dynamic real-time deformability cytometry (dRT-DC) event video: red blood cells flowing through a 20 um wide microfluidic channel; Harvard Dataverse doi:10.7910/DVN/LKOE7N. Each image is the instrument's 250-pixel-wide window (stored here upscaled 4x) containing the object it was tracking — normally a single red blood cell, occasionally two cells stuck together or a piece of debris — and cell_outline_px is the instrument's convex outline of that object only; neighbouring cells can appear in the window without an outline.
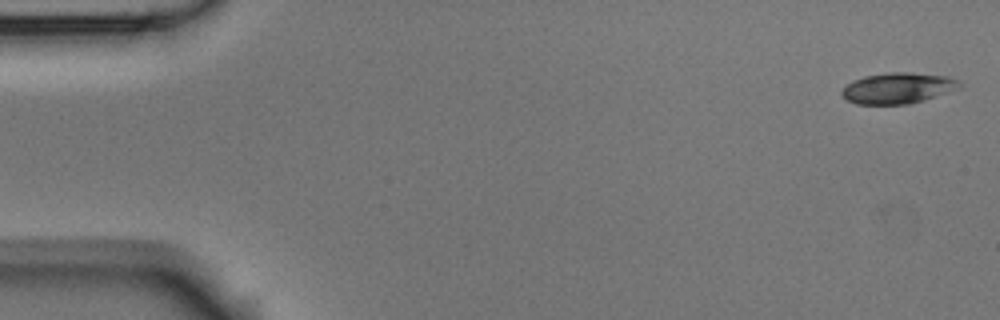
{"species": "Egyptian fruit bat (a non-hibernating species)", "species_latin": "Rousettus aegyptiacus", "temperature_condition": "room temperature", "stored_images_in_passage": 55, "camera_frame_rate_fps": 3000, "um_per_image_px": 0.085, "animal": {"sex": "male"}, "frame": {"image": 1, "passage_image": 1, "time_ms": 0.0, "image_size_px": [1000, 320], "cell_outline_px": [[960, 84], [956, 88], [908, 104], [856, 104], [848, 100], [840, 92], [852, 80], [864, 76], [888, 72], [912, 72], [948, 76], [960, 80]], "centroid_in_image_um": [76.26, 7.46], "position_along_channel_um": 8.7, "area_um2": 20.75}}
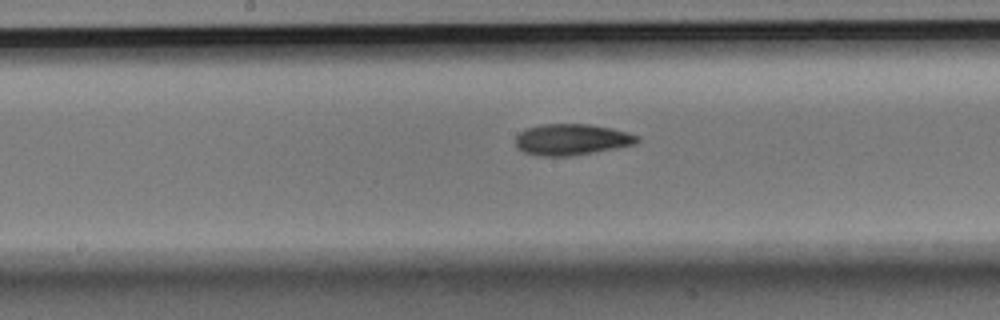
{"frame": {"image": 2, "passage_image": 28, "time_ms": 9.0, "image_size_px": [1000, 320], "cell_outline_px": [[640, 140], [636, 144], [616, 148], [568, 156], [540, 156], [524, 152], [516, 144], [516, 136], [520, 132], [528, 128], [544, 124], [588, 124], [612, 128], [628, 132], [640, 136]], "centroid_in_image_um": [48.64, 11.85], "position_along_channel_um": 199.6, "area_um2": 21.96}}
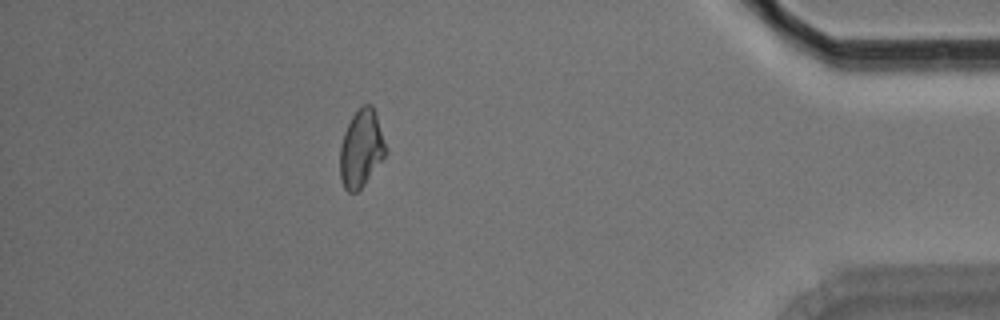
{"frame": {"image": 3, "passage_image": 49, "time_ms": 16.0, "image_size_px": [1000, 320], "cell_outline_px": [[384, 156], [364, 184], [356, 192], [348, 192], [344, 188], [340, 176], [340, 148], [344, 132], [352, 116], [364, 104], [372, 104], [376, 112], [384, 144]], "centroid_in_image_um": [30.67, 12.62], "position_along_channel_um": 404.5, "area_um2": 20.0}, "authors_computed_cell_mechanics": {"area_um2": 21.2704, "velocity_mm_per_s": 3.5715, "shape_relaxation_time_tau1_ms": null, "shape_relaxation_time_tau2_ms": 6.5469, "deformation_change_tau1": null, "deformation_change_tau2": 0.1098}}